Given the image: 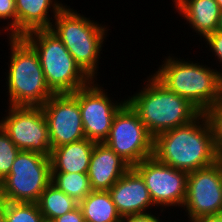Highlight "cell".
Here are the masks:
<instances>
[{
	"label": "cell",
	"mask_w": 222,
	"mask_h": 222,
	"mask_svg": "<svg viewBox=\"0 0 222 222\" xmlns=\"http://www.w3.org/2000/svg\"><path fill=\"white\" fill-rule=\"evenodd\" d=\"M153 156L187 173L220 160L211 125L205 113L186 125L163 132L154 138Z\"/></svg>",
	"instance_id": "obj_1"
},
{
	"label": "cell",
	"mask_w": 222,
	"mask_h": 222,
	"mask_svg": "<svg viewBox=\"0 0 222 222\" xmlns=\"http://www.w3.org/2000/svg\"><path fill=\"white\" fill-rule=\"evenodd\" d=\"M143 83L141 89L127 95L126 102L153 138L190 123L202 113L190 101L168 90L151 73Z\"/></svg>",
	"instance_id": "obj_2"
},
{
	"label": "cell",
	"mask_w": 222,
	"mask_h": 222,
	"mask_svg": "<svg viewBox=\"0 0 222 222\" xmlns=\"http://www.w3.org/2000/svg\"><path fill=\"white\" fill-rule=\"evenodd\" d=\"M165 56L152 75L168 90L190 101L202 113L222 100V78L214 65ZM213 66V67H212Z\"/></svg>",
	"instance_id": "obj_3"
},
{
	"label": "cell",
	"mask_w": 222,
	"mask_h": 222,
	"mask_svg": "<svg viewBox=\"0 0 222 222\" xmlns=\"http://www.w3.org/2000/svg\"><path fill=\"white\" fill-rule=\"evenodd\" d=\"M10 50L5 89L7 105L41 107L55 93L48 87L35 49L23 37L7 36Z\"/></svg>",
	"instance_id": "obj_4"
},
{
	"label": "cell",
	"mask_w": 222,
	"mask_h": 222,
	"mask_svg": "<svg viewBox=\"0 0 222 222\" xmlns=\"http://www.w3.org/2000/svg\"><path fill=\"white\" fill-rule=\"evenodd\" d=\"M107 26L66 5L53 20L50 30L62 41L80 68L92 80H98L102 49L111 30Z\"/></svg>",
	"instance_id": "obj_5"
},
{
	"label": "cell",
	"mask_w": 222,
	"mask_h": 222,
	"mask_svg": "<svg viewBox=\"0 0 222 222\" xmlns=\"http://www.w3.org/2000/svg\"><path fill=\"white\" fill-rule=\"evenodd\" d=\"M23 38L37 52L48 87L55 94L74 93L92 81L50 29L35 30Z\"/></svg>",
	"instance_id": "obj_6"
},
{
	"label": "cell",
	"mask_w": 222,
	"mask_h": 222,
	"mask_svg": "<svg viewBox=\"0 0 222 222\" xmlns=\"http://www.w3.org/2000/svg\"><path fill=\"white\" fill-rule=\"evenodd\" d=\"M50 183V157L20 150L10 173L0 182V196L6 202L36 203Z\"/></svg>",
	"instance_id": "obj_7"
},
{
	"label": "cell",
	"mask_w": 222,
	"mask_h": 222,
	"mask_svg": "<svg viewBox=\"0 0 222 222\" xmlns=\"http://www.w3.org/2000/svg\"><path fill=\"white\" fill-rule=\"evenodd\" d=\"M104 143L131 167L153 156L154 138L127 102L114 116Z\"/></svg>",
	"instance_id": "obj_8"
},
{
	"label": "cell",
	"mask_w": 222,
	"mask_h": 222,
	"mask_svg": "<svg viewBox=\"0 0 222 222\" xmlns=\"http://www.w3.org/2000/svg\"><path fill=\"white\" fill-rule=\"evenodd\" d=\"M5 112L0 126L18 149L50 157L48 124L42 108L8 105Z\"/></svg>",
	"instance_id": "obj_9"
},
{
	"label": "cell",
	"mask_w": 222,
	"mask_h": 222,
	"mask_svg": "<svg viewBox=\"0 0 222 222\" xmlns=\"http://www.w3.org/2000/svg\"><path fill=\"white\" fill-rule=\"evenodd\" d=\"M97 81L99 80H92L71 94L79 103L85 137L96 143H103L109 136L114 116L126 103V96L121 101L120 98H111L103 87L104 83L101 85Z\"/></svg>",
	"instance_id": "obj_10"
},
{
	"label": "cell",
	"mask_w": 222,
	"mask_h": 222,
	"mask_svg": "<svg viewBox=\"0 0 222 222\" xmlns=\"http://www.w3.org/2000/svg\"><path fill=\"white\" fill-rule=\"evenodd\" d=\"M133 168L144 179L156 209L158 207L164 213L166 208H182L187 193V172L159 162L154 156L142 160Z\"/></svg>",
	"instance_id": "obj_11"
},
{
	"label": "cell",
	"mask_w": 222,
	"mask_h": 222,
	"mask_svg": "<svg viewBox=\"0 0 222 222\" xmlns=\"http://www.w3.org/2000/svg\"><path fill=\"white\" fill-rule=\"evenodd\" d=\"M181 209L185 210L188 222L222 213V159L188 173L186 199Z\"/></svg>",
	"instance_id": "obj_12"
},
{
	"label": "cell",
	"mask_w": 222,
	"mask_h": 222,
	"mask_svg": "<svg viewBox=\"0 0 222 222\" xmlns=\"http://www.w3.org/2000/svg\"><path fill=\"white\" fill-rule=\"evenodd\" d=\"M41 108L48 124L51 150L86 138L79 103L71 93L54 94Z\"/></svg>",
	"instance_id": "obj_13"
},
{
	"label": "cell",
	"mask_w": 222,
	"mask_h": 222,
	"mask_svg": "<svg viewBox=\"0 0 222 222\" xmlns=\"http://www.w3.org/2000/svg\"><path fill=\"white\" fill-rule=\"evenodd\" d=\"M108 192L121 217L154 212L152 207L155 209V206L145 181L133 167Z\"/></svg>",
	"instance_id": "obj_14"
},
{
	"label": "cell",
	"mask_w": 222,
	"mask_h": 222,
	"mask_svg": "<svg viewBox=\"0 0 222 222\" xmlns=\"http://www.w3.org/2000/svg\"><path fill=\"white\" fill-rule=\"evenodd\" d=\"M130 168L104 142L95 143L87 173L92 191H108Z\"/></svg>",
	"instance_id": "obj_15"
},
{
	"label": "cell",
	"mask_w": 222,
	"mask_h": 222,
	"mask_svg": "<svg viewBox=\"0 0 222 222\" xmlns=\"http://www.w3.org/2000/svg\"><path fill=\"white\" fill-rule=\"evenodd\" d=\"M15 4L17 37L35 30L51 29L57 14L67 5L62 0H15Z\"/></svg>",
	"instance_id": "obj_16"
},
{
	"label": "cell",
	"mask_w": 222,
	"mask_h": 222,
	"mask_svg": "<svg viewBox=\"0 0 222 222\" xmlns=\"http://www.w3.org/2000/svg\"><path fill=\"white\" fill-rule=\"evenodd\" d=\"M173 8L199 40L218 30L220 8L216 0H181Z\"/></svg>",
	"instance_id": "obj_17"
},
{
	"label": "cell",
	"mask_w": 222,
	"mask_h": 222,
	"mask_svg": "<svg viewBox=\"0 0 222 222\" xmlns=\"http://www.w3.org/2000/svg\"><path fill=\"white\" fill-rule=\"evenodd\" d=\"M94 141L87 138L51 150V173L87 174Z\"/></svg>",
	"instance_id": "obj_18"
},
{
	"label": "cell",
	"mask_w": 222,
	"mask_h": 222,
	"mask_svg": "<svg viewBox=\"0 0 222 222\" xmlns=\"http://www.w3.org/2000/svg\"><path fill=\"white\" fill-rule=\"evenodd\" d=\"M85 222H120L118 213L108 191H91L79 202Z\"/></svg>",
	"instance_id": "obj_19"
},
{
	"label": "cell",
	"mask_w": 222,
	"mask_h": 222,
	"mask_svg": "<svg viewBox=\"0 0 222 222\" xmlns=\"http://www.w3.org/2000/svg\"><path fill=\"white\" fill-rule=\"evenodd\" d=\"M45 219L54 220L65 213L74 210L78 205L74 198L50 183L36 202Z\"/></svg>",
	"instance_id": "obj_20"
},
{
	"label": "cell",
	"mask_w": 222,
	"mask_h": 222,
	"mask_svg": "<svg viewBox=\"0 0 222 222\" xmlns=\"http://www.w3.org/2000/svg\"><path fill=\"white\" fill-rule=\"evenodd\" d=\"M51 183L77 202L82 201L92 191L88 174L51 173Z\"/></svg>",
	"instance_id": "obj_21"
},
{
	"label": "cell",
	"mask_w": 222,
	"mask_h": 222,
	"mask_svg": "<svg viewBox=\"0 0 222 222\" xmlns=\"http://www.w3.org/2000/svg\"><path fill=\"white\" fill-rule=\"evenodd\" d=\"M4 218L6 222H43L45 219L37 203L6 201Z\"/></svg>",
	"instance_id": "obj_22"
},
{
	"label": "cell",
	"mask_w": 222,
	"mask_h": 222,
	"mask_svg": "<svg viewBox=\"0 0 222 222\" xmlns=\"http://www.w3.org/2000/svg\"><path fill=\"white\" fill-rule=\"evenodd\" d=\"M20 150L0 126V182L10 173Z\"/></svg>",
	"instance_id": "obj_23"
},
{
	"label": "cell",
	"mask_w": 222,
	"mask_h": 222,
	"mask_svg": "<svg viewBox=\"0 0 222 222\" xmlns=\"http://www.w3.org/2000/svg\"><path fill=\"white\" fill-rule=\"evenodd\" d=\"M205 114L212 128L216 150L222 159V100L211 106Z\"/></svg>",
	"instance_id": "obj_24"
},
{
	"label": "cell",
	"mask_w": 222,
	"mask_h": 222,
	"mask_svg": "<svg viewBox=\"0 0 222 222\" xmlns=\"http://www.w3.org/2000/svg\"><path fill=\"white\" fill-rule=\"evenodd\" d=\"M7 21L6 26L0 27L5 35L17 37V10L15 0H0V22ZM10 21V22H9Z\"/></svg>",
	"instance_id": "obj_25"
},
{
	"label": "cell",
	"mask_w": 222,
	"mask_h": 222,
	"mask_svg": "<svg viewBox=\"0 0 222 222\" xmlns=\"http://www.w3.org/2000/svg\"><path fill=\"white\" fill-rule=\"evenodd\" d=\"M203 42L205 43V48H208L209 46V52H212L213 55L210 56H215L216 63H218V73L222 78V30H217L214 33H211L207 35ZM207 44V45H206ZM218 61V62H217ZM220 64V65H219ZM221 66V69L219 68Z\"/></svg>",
	"instance_id": "obj_26"
},
{
	"label": "cell",
	"mask_w": 222,
	"mask_h": 222,
	"mask_svg": "<svg viewBox=\"0 0 222 222\" xmlns=\"http://www.w3.org/2000/svg\"><path fill=\"white\" fill-rule=\"evenodd\" d=\"M163 211H160L159 213L153 214V212L144 213V214H136V215H128L122 217L120 222H164L162 221V218H160V214ZM159 214V215H158ZM160 218V219H159Z\"/></svg>",
	"instance_id": "obj_27"
},
{
	"label": "cell",
	"mask_w": 222,
	"mask_h": 222,
	"mask_svg": "<svg viewBox=\"0 0 222 222\" xmlns=\"http://www.w3.org/2000/svg\"><path fill=\"white\" fill-rule=\"evenodd\" d=\"M54 222H85L83 213L79 205L74 209L62 216H59L53 220Z\"/></svg>",
	"instance_id": "obj_28"
},
{
	"label": "cell",
	"mask_w": 222,
	"mask_h": 222,
	"mask_svg": "<svg viewBox=\"0 0 222 222\" xmlns=\"http://www.w3.org/2000/svg\"><path fill=\"white\" fill-rule=\"evenodd\" d=\"M195 222H222V213L216 215L202 216Z\"/></svg>",
	"instance_id": "obj_29"
},
{
	"label": "cell",
	"mask_w": 222,
	"mask_h": 222,
	"mask_svg": "<svg viewBox=\"0 0 222 222\" xmlns=\"http://www.w3.org/2000/svg\"><path fill=\"white\" fill-rule=\"evenodd\" d=\"M5 200L0 196V222H6L4 218Z\"/></svg>",
	"instance_id": "obj_30"
},
{
	"label": "cell",
	"mask_w": 222,
	"mask_h": 222,
	"mask_svg": "<svg viewBox=\"0 0 222 222\" xmlns=\"http://www.w3.org/2000/svg\"><path fill=\"white\" fill-rule=\"evenodd\" d=\"M218 30H222V10H220Z\"/></svg>",
	"instance_id": "obj_31"
},
{
	"label": "cell",
	"mask_w": 222,
	"mask_h": 222,
	"mask_svg": "<svg viewBox=\"0 0 222 222\" xmlns=\"http://www.w3.org/2000/svg\"><path fill=\"white\" fill-rule=\"evenodd\" d=\"M216 2L218 3L220 10H222V0H216Z\"/></svg>",
	"instance_id": "obj_32"
},
{
	"label": "cell",
	"mask_w": 222,
	"mask_h": 222,
	"mask_svg": "<svg viewBox=\"0 0 222 222\" xmlns=\"http://www.w3.org/2000/svg\"><path fill=\"white\" fill-rule=\"evenodd\" d=\"M181 0H172V6H173V4H174V6L176 5V4H178L179 2H180Z\"/></svg>",
	"instance_id": "obj_33"
},
{
	"label": "cell",
	"mask_w": 222,
	"mask_h": 222,
	"mask_svg": "<svg viewBox=\"0 0 222 222\" xmlns=\"http://www.w3.org/2000/svg\"><path fill=\"white\" fill-rule=\"evenodd\" d=\"M43 222H54L53 220L44 219Z\"/></svg>",
	"instance_id": "obj_34"
}]
</instances>
